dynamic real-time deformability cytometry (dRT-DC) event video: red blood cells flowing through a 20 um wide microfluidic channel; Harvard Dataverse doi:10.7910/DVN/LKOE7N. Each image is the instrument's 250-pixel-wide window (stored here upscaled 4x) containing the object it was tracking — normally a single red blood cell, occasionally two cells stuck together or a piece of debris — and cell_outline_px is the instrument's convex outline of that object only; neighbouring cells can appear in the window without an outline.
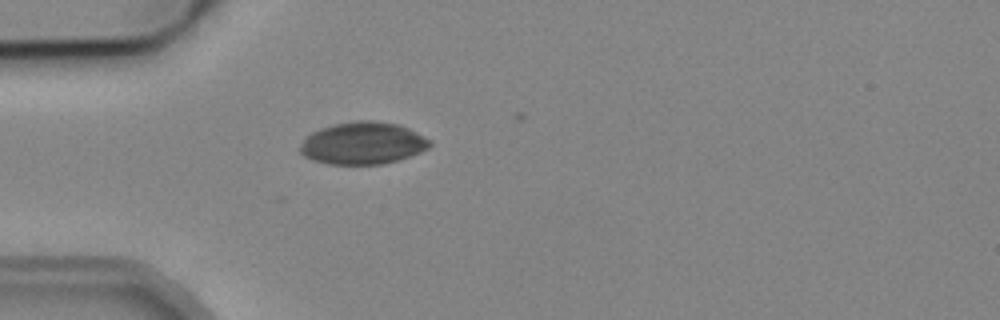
{"species": "common noctule bat (a hibernating species)", "species_latin": "Nyctalus noctula", "temperature_condition": "cold", "stored_images_in_passage": 2, "camera_frame_rate_fps": 3000, "um_per_image_px": 0.085, "animal": {"sex": "male", "body_mass_g": 19.2, "forearm_length_mm": 51.8}, "frame": {"image": 1, "passage_image": 1, "time_ms": 0.0, "image_size_px": [1000, 320], "cell_outline_px": [[432, 144], [428, 148], [420, 152], [396, 160], [380, 164], [328, 164], [312, 160], [304, 156], [300, 152], [300, 148], [304, 140], [312, 132], [320, 128], [336, 124], [360, 120], [376, 120], [400, 124], [432, 140]], "centroid_in_image_um": [30.86, 12.16], "position_along_channel_um": 54.1, "area_um2": 31.79}}